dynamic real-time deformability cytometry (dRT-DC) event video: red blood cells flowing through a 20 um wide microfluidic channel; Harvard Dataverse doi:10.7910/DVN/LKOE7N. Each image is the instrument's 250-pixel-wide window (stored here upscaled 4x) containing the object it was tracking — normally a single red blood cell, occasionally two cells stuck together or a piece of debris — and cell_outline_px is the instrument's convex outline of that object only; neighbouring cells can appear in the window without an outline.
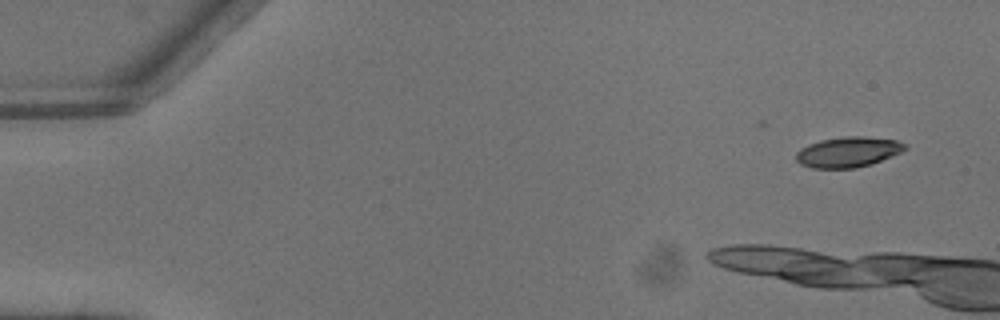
{"species": "common noctule bat (a hibernating species)", "species_latin": "Nyctalus noctula", "temperature_condition": "warm", "stored_images_in_passage": 8, "camera_frame_rate_fps": 3000, "um_per_image_px": 0.085, "animal": {"sex": "male", "body_mass_g": 13.3}, "frame": {"image": 1, "passage_image": 2, "time_ms": 0.333, "image_size_px": [1000, 320], "cell_outline_px": [[908, 148], [892, 156], [872, 164], [856, 168], [812, 168], [800, 164], [796, 160], [796, 152], [800, 148], [808, 144], [820, 140], [844, 136], [864, 136], [896, 140], [904, 144]], "centroid_in_image_um": [72.06, 12.92], "position_along_channel_um": 12.9, "area_um2": 19.36}}